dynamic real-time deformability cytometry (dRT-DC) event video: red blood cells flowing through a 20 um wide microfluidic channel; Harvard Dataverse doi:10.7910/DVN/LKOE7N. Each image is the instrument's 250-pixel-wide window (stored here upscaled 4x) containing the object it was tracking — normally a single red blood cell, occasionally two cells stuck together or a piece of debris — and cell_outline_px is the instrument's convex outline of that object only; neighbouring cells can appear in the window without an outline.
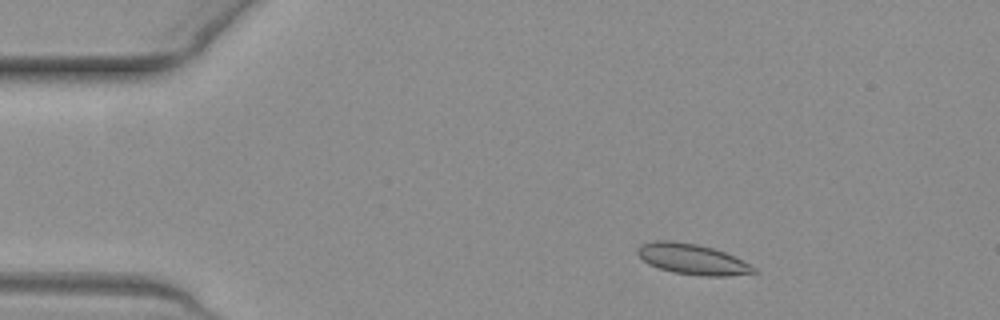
{"species": "common noctule bat (a hibernating species)", "species_latin": "Nyctalus noctula", "temperature_condition": "warm", "stored_images_in_passage": 46, "camera_frame_rate_fps": 3000, "um_per_image_px": 0.085, "animal": {"sex": "female", "body_mass_g": 19.3, "forearm_length_mm": 54.1}, "frame": {"image": 1, "passage_image": 1, "time_ms": 0.0, "image_size_px": [1000, 320], "cell_outline_px": [[760, 272], [728, 276], [704, 276], [672, 272], [648, 264], [636, 252], [636, 248], [640, 244], [656, 240], [672, 240], [696, 244], [712, 248], [724, 252], [756, 268]], "centroid_in_image_um": [58.81, 22.02], "position_along_channel_um": 26.2, "area_um2": 20.58}}
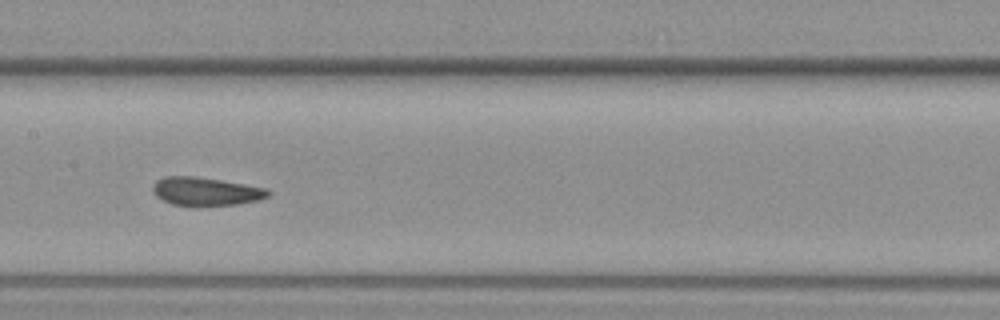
{"frame": {"image": 2, "passage_image": 19, "time_ms": 6.0, "image_size_px": [1000, 320], "cell_outline_px": [[272, 192], [268, 196], [260, 200], [236, 204], [196, 208], [172, 204], [156, 196], [152, 188], [152, 184], [156, 180], [164, 176], [196, 176], [268, 188]], "centroid_in_image_um": [17.49, 16.29], "position_along_channel_um": 189.9, "area_um2": 19.59}}
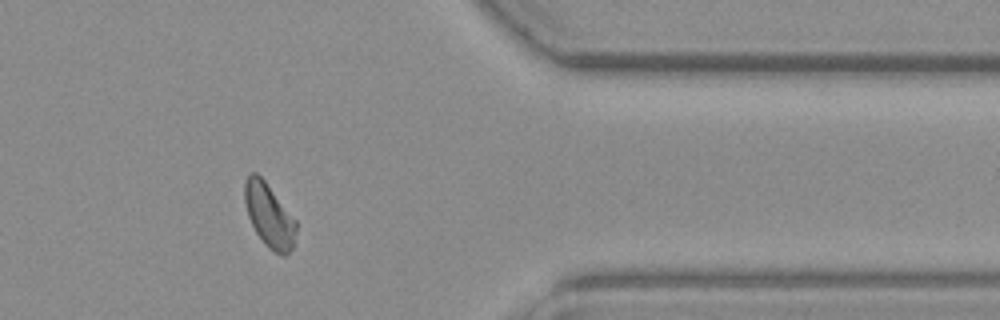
{"frame": {"image": 3, "passage_image": 36, "time_ms": 11.667, "image_size_px": [1000, 320], "cell_outline_px": [[296, 232], [292, 248], [288, 256], [280, 256], [268, 248], [264, 244], [256, 232], [248, 216], [244, 200], [244, 184], [248, 172], [256, 172], [264, 180], [296, 220]], "centroid_in_image_um": [22.87, 18.33], "position_along_channel_um": 388.5, "area_um2": 19.19}, "authors_computed_cell_mechanics": {"area_um2": 19.2185, "velocity_mm_per_s": 3.8693, "shape_relaxation_time_tau1_ms": 6.3603, "shape_relaxation_time_tau2_ms": 0.811, "deformation_change_tau1": 0.1443, "deformation_change_tau2": 0.0565}}